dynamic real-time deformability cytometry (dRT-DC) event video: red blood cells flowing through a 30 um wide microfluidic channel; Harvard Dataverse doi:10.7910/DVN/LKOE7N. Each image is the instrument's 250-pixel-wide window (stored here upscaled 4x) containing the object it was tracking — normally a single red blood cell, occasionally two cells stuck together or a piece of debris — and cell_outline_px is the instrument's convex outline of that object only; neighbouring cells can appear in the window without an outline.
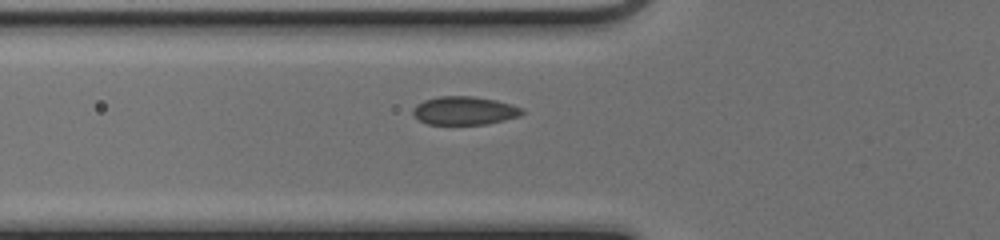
{"species": "common noctule bat (a hibernating species)", "species_latin": "Nyctalus noctula", "temperature_condition": "cold", "stored_images_in_passage": 32, "camera_frame_rate_fps": 3000, "um_per_image_px": 0.085, "animal": {"sex": "female", "body_mass_g": 17.0, "forearm_length_mm": 48.0}, "frame": {"image": 1, "passage_image": 2, "time_ms": 0.333, "image_size_px": [1000, 240], "cell_outline_px": [[524, 112], [520, 116], [488, 124], [428, 124], [420, 120], [412, 112], [412, 108], [416, 104], [424, 100], [440, 96], [472, 96], [496, 100], [512, 104], [524, 108]], "centroid_in_image_um": [39.5, 9.4], "position_along_channel_um": 86.3, "area_um2": 18.09}}
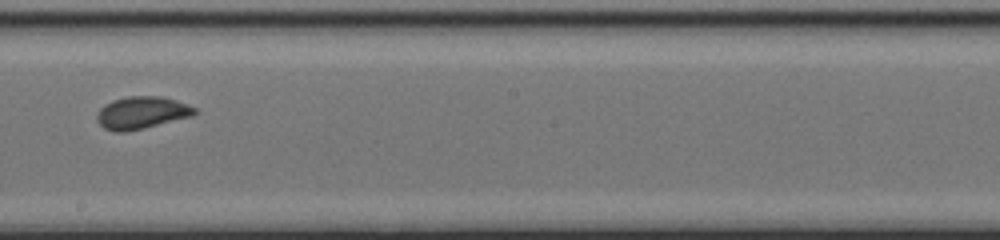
{"frame": {"image": 2, "passage_image": 13, "time_ms": 4.0, "image_size_px": [1000, 240], "cell_outline_px": [[196, 112], [192, 116], [144, 128], [124, 132], [112, 132], [104, 128], [96, 120], [96, 116], [100, 108], [104, 104], [112, 100], [128, 96], [160, 96], [176, 100], [188, 104], [196, 108]], "centroid_in_image_um": [12.02, 9.58], "position_along_channel_um": 236.2, "area_um2": 18.5}}
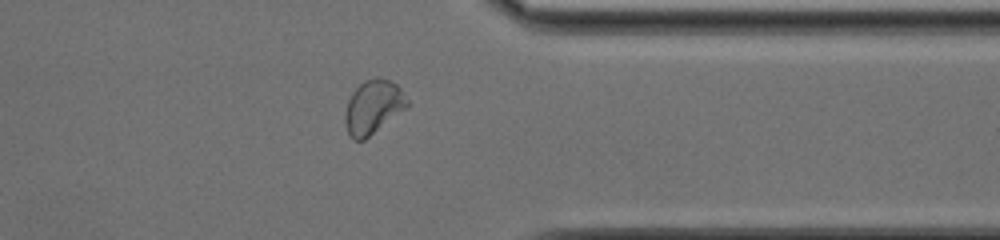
{"frame": {"image": 3, "passage_image": 24, "time_ms": 7.667, "image_size_px": [1000, 240], "cell_outline_px": [[408, 104], [404, 108], [364, 140], [352, 140], [344, 124], [344, 112], [348, 100], [352, 92], [364, 80], [376, 76], [380, 76], [396, 84], [400, 88], [408, 100]], "centroid_in_image_um": [31.66, 9.07], "position_along_channel_um": 379.7, "area_um2": 19.25}}